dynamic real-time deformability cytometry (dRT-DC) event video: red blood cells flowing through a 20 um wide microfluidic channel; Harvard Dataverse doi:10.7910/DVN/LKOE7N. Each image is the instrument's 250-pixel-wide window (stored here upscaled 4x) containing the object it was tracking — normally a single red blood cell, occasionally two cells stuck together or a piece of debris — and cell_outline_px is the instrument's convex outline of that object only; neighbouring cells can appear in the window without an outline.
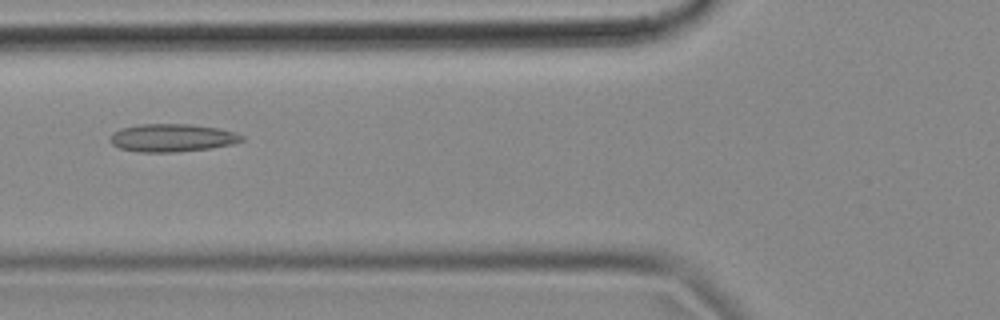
{"species": "common noctule bat (a hibernating species)", "species_latin": "Nyctalus noctula", "temperature_condition": "cold", "stored_images_in_passage": 54, "camera_frame_rate_fps": 3000, "um_per_image_px": 0.085, "animal": {"sex": "female", "body_mass_g": 18.4}, "frame": {"image": 1, "passage_image": 20, "time_ms": 6.333, "image_size_px": [1000, 320], "cell_outline_px": [[244, 140], [232, 144], [212, 148], [176, 152], [140, 152], [120, 148], [112, 144], [108, 140], [112, 132], [120, 128], [140, 124], [188, 124], [220, 128], [236, 132], [244, 136]], "centroid_in_image_um": [14.63, 11.71], "position_along_channel_um": 111.2, "area_um2": 21.62}}
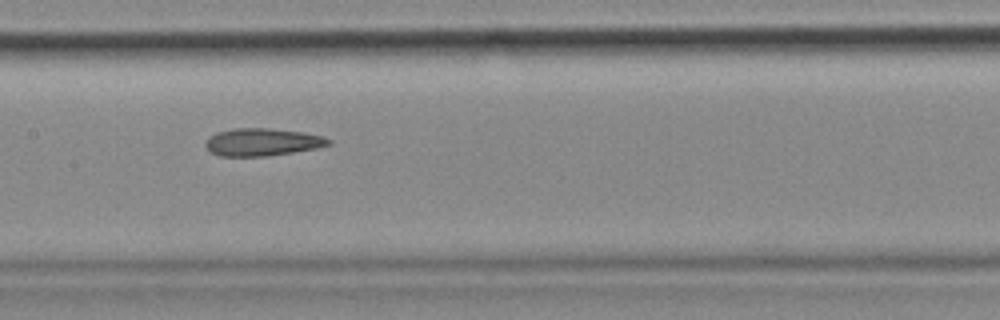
{"frame": {"image": 2, "passage_image": 26, "time_ms": 8.333, "image_size_px": [1000, 320], "cell_outline_px": [[332, 144], [316, 148], [268, 156], [220, 156], [212, 152], [204, 144], [208, 136], [216, 132], [232, 128], [268, 128], [304, 132], [324, 136], [332, 140]], "centroid_in_image_um": [22.3, 12.06], "position_along_channel_um": 185.1, "area_um2": 19.88}}
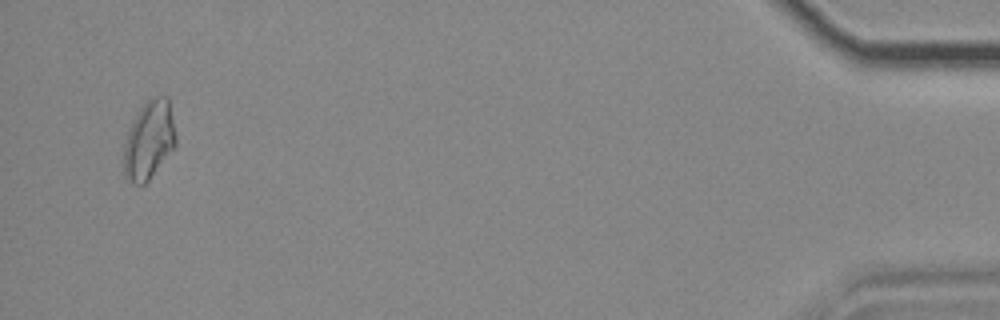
{"frame": {"image": 3, "passage_image": 52, "time_ms": 17.0, "image_size_px": [1000, 320], "cell_outline_px": [[176, 144], [148, 180], [144, 184], [136, 184], [124, 176], [124, 144], [128, 132], [140, 108], [148, 100], [156, 96], [168, 96], [176, 136]], "centroid_in_image_um": [12.67, 11.89], "position_along_channel_um": 422.5, "area_um2": 23.18}, "authors_computed_cell_mechanics": {"area_um2": 20.6346, "velocity_mm_per_s": 3.6997, "shape_relaxation_time_tau1_ms": null, "shape_relaxation_time_tau2_ms": 3.759, "deformation_change_tau1": null, "deformation_change_tau2": 0.1276}}